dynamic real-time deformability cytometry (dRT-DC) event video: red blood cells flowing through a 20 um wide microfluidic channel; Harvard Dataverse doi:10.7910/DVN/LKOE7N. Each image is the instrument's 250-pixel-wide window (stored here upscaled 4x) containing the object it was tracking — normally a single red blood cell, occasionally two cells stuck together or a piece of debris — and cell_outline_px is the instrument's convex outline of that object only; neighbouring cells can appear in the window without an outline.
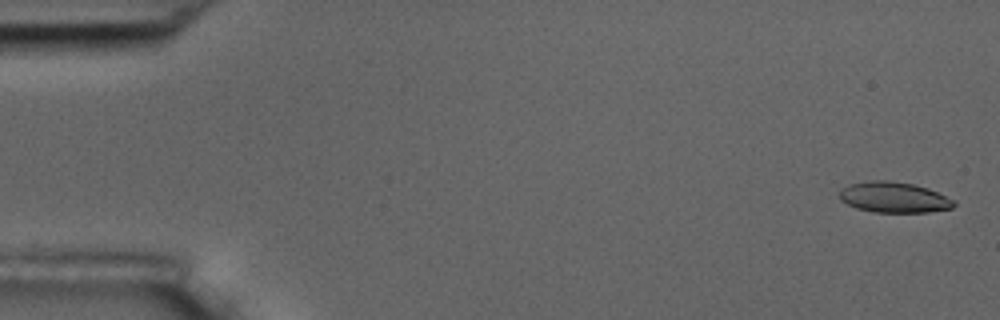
{"species": "common noctule bat (a hibernating species)", "species_latin": "Nyctalus noctula", "temperature_condition": "room temperature", "stored_images_in_passage": 5, "camera_frame_rate_fps": 3000, "um_per_image_px": 0.085, "animal": {"sex": "male", "body_mass_g": 17.5, "forearm_length_mm": 52.3}, "frame": {"image": 1, "passage_image": 1, "time_ms": 0.0, "image_size_px": [1000, 320], "cell_outline_px": [[956, 204], [952, 208], [928, 212], [872, 212], [856, 208], [840, 200], [840, 192], [848, 184], [872, 180], [888, 180], [912, 184], [928, 188], [952, 200]], "centroid_in_image_um": [75.95, 16.77], "position_along_channel_um": 9.0, "area_um2": 20.23}}
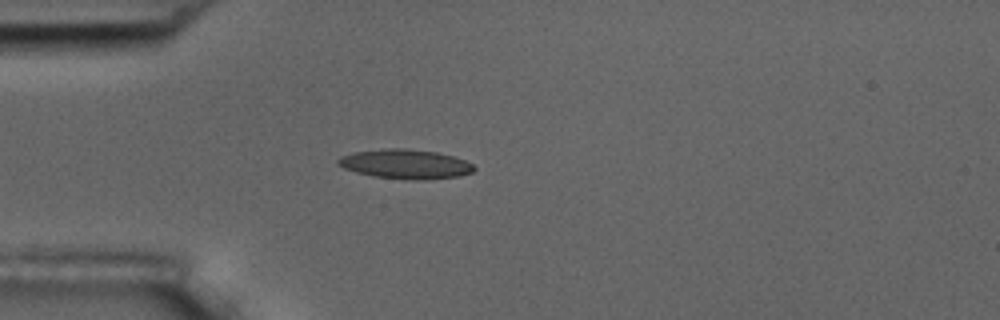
{"frame": {"image": 2, "passage_image": 5, "time_ms": 4.667, "image_size_px": [1000, 320], "cell_outline_px": [[476, 168], [472, 172], [460, 176], [424, 180], [412, 180], [372, 176], [356, 172], [344, 168], [336, 164], [336, 160], [340, 156], [352, 152], [388, 148], [404, 148], [436, 152], [452, 156], [464, 160], [472, 164]], "centroid_in_image_um": [34.43, 13.95], "position_along_channel_um": 50.6, "area_um2": 23.41}}